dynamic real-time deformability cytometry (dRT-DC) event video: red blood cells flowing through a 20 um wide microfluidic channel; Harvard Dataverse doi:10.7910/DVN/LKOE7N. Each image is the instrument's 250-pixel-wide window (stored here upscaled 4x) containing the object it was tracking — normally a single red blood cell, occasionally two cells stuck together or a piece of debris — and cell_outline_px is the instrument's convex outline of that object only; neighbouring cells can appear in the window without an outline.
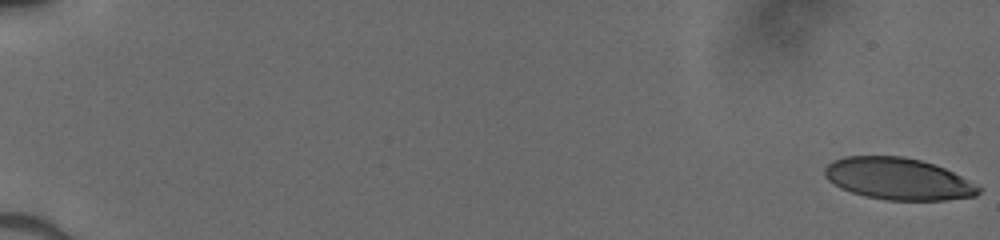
{"species": "human", "species_latin": "Homo sapiens", "temperature_condition": "cold", "stored_images_in_passage": 52, "camera_frame_rate_fps": 3000, "um_per_image_px": 0.085, "donor": {"sex": "male"}, "frame": {"image": 1, "passage_image": 1, "time_ms": 0.0, "image_size_px": [1000, 240], "cell_outline_px": [[980, 192], [976, 196], [944, 200], [888, 200], [864, 196], [840, 188], [828, 180], [824, 176], [824, 168], [832, 160], [844, 156], [900, 156], [920, 160], [944, 168], [960, 176], [980, 188]], "centroid_in_image_um": [76.28, 15.2], "position_along_channel_um": 8.7, "area_um2": 37.28}}
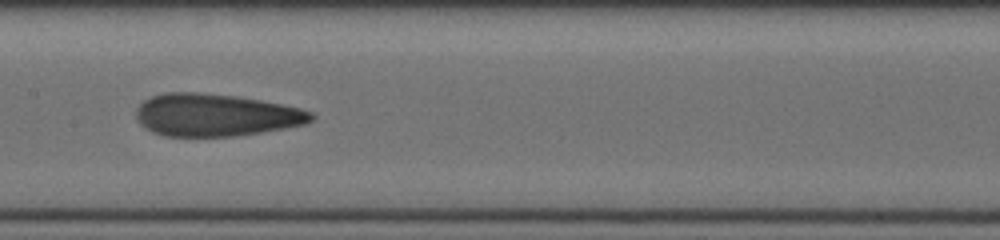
{"frame": {"image": 2, "passage_image": 29, "time_ms": 9.333, "image_size_px": [1000, 240], "cell_outline_px": [[316, 116], [308, 124], [260, 132], [232, 136], [164, 136], [152, 132], [140, 124], [136, 120], [136, 108], [144, 100], [152, 96], [168, 92], [196, 92], [236, 96], [260, 100], [300, 108], [312, 112]], "centroid_in_image_um": [18.32, 9.78], "position_along_channel_um": 189.1, "area_um2": 43.29}}
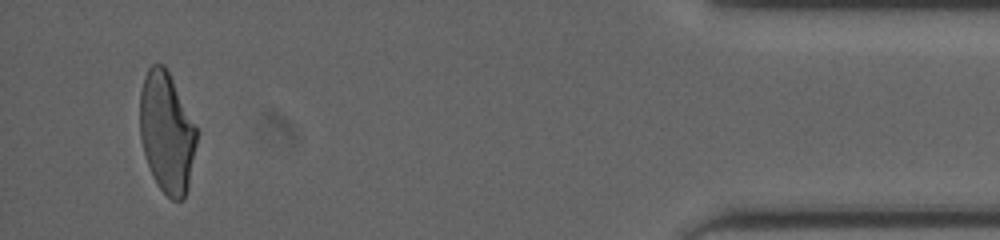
{"frame": {"image": 3, "passage_image": 50, "time_ms": 16.333, "image_size_px": [1000, 240], "cell_outline_px": [[196, 144], [188, 188], [184, 200], [172, 200], [160, 188], [152, 176], [144, 152], [140, 136], [140, 92], [144, 76], [148, 68], [152, 64], [164, 64], [196, 128]], "centroid_in_image_um": [14.15, 11.28], "position_along_channel_um": 421.0, "area_um2": 39.36}}